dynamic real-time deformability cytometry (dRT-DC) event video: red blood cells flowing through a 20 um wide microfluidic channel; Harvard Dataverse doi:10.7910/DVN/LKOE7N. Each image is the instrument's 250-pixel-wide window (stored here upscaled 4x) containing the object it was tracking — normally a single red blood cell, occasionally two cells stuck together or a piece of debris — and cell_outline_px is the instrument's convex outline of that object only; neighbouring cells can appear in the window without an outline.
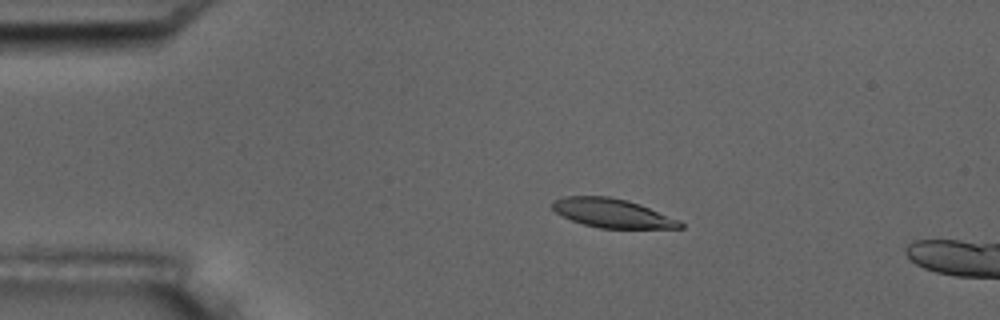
{"species": "common noctule bat (a hibernating species)", "species_latin": "Nyctalus noctula", "temperature_condition": "room temperature", "stored_images_in_passage": 6, "camera_frame_rate_fps": 3000, "um_per_image_px": 0.085, "animal": {"sex": "male", "body_mass_g": 17.5, "forearm_length_mm": 52.3}, "frame": {"image": 1, "passage_image": 4, "time_ms": 3.333, "image_size_px": [1000, 320], "cell_outline_px": [[684, 228], [600, 228], [584, 224], [572, 220], [556, 212], [552, 208], [552, 200], [564, 196], [608, 196], [628, 200], [640, 204], [680, 220], [684, 224]], "centroid_in_image_um": [52.06, 18.11], "position_along_channel_um": 32.9, "area_um2": 21.5}}